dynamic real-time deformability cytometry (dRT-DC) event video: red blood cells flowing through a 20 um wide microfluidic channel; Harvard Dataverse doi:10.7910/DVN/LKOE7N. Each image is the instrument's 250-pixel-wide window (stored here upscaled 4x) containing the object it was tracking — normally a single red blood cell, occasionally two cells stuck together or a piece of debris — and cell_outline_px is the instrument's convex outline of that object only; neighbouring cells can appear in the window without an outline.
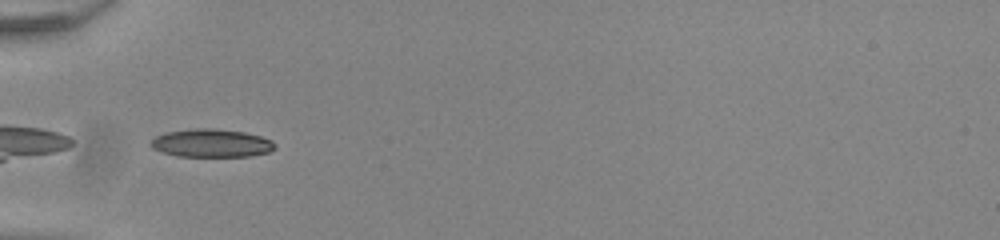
{"species": "common noctule bat (a hibernating species)", "species_latin": "Nyctalus noctula", "temperature_condition": "room temperature", "stored_images_in_passage": 32, "camera_frame_rate_fps": 3000, "um_per_image_px": 0.085, "animal": {"sex": "male", "body_mass_g": 20.0, "forearm_length_mm": 53.3}, "frame": {"image": 1, "passage_image": 1, "time_ms": 0.0, "image_size_px": [1000, 240], "cell_outline_px": [[276, 148], [268, 152], [252, 156], [180, 156], [164, 152], [152, 148], [148, 144], [156, 136], [164, 132], [196, 128], [212, 128], [244, 132], [260, 136], [272, 140], [276, 144]], "centroid_in_image_um": [17.98, 12.16], "position_along_channel_um": 67.0, "area_um2": 20.35}}
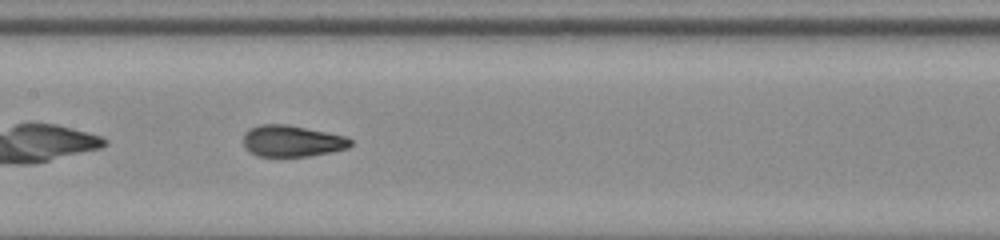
{"frame": {"image": 2, "passage_image": 10, "time_ms": 3.0, "image_size_px": [1000, 240], "cell_outline_px": [[352, 144], [348, 148], [332, 152], [308, 156], [256, 156], [248, 152], [244, 148], [244, 132], [248, 128], [260, 124], [288, 124], [348, 136], [352, 140]], "centroid_in_image_um": [24.81, 11.98], "position_along_channel_um": 182.6, "area_um2": 20.0}}
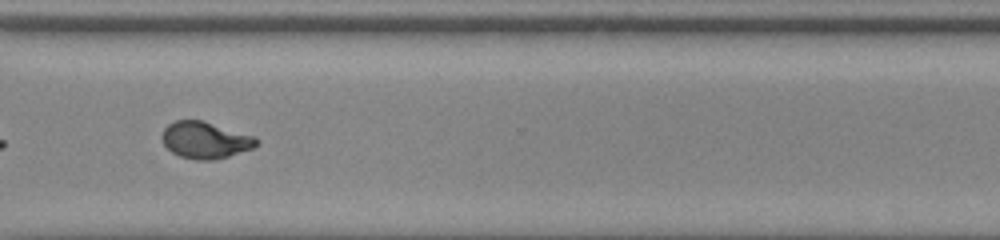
{"frame": {"image": 3, "passage_image": 23, "time_ms": 7.333, "image_size_px": [1000, 240], "cell_outline_px": [[260, 140], [252, 148], [228, 156], [212, 160], [196, 160], [180, 156], [172, 152], [164, 144], [160, 136], [164, 128], [168, 124], [176, 120], [204, 120], [252, 136]], "centroid_in_image_um": [17.4, 11.9], "position_along_channel_um": 353.2, "area_um2": 20.06}, "authors_computed_cell_mechanics": {"area_um2": 19.9988, "velocity_mm_per_s": 3.945, "shape_relaxation_time_tau1_ms": null, "shape_relaxation_time_tau2_ms": 0.7717, "deformation_change_tau1": null, "deformation_change_tau2": 0.0636}}